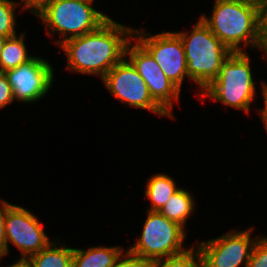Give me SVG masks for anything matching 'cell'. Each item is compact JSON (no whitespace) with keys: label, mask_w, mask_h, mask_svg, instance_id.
<instances>
[{"label":"cell","mask_w":267,"mask_h":267,"mask_svg":"<svg viewBox=\"0 0 267 267\" xmlns=\"http://www.w3.org/2000/svg\"><path fill=\"white\" fill-rule=\"evenodd\" d=\"M134 30L110 17L96 30L69 39L60 47L67 55V68L75 73L99 75L101 79L126 57Z\"/></svg>","instance_id":"1"},{"label":"cell","mask_w":267,"mask_h":267,"mask_svg":"<svg viewBox=\"0 0 267 267\" xmlns=\"http://www.w3.org/2000/svg\"><path fill=\"white\" fill-rule=\"evenodd\" d=\"M211 17L200 19L232 52L253 46L267 52V37L260 25L258 0H214ZM243 45V46H242Z\"/></svg>","instance_id":"2"},{"label":"cell","mask_w":267,"mask_h":267,"mask_svg":"<svg viewBox=\"0 0 267 267\" xmlns=\"http://www.w3.org/2000/svg\"><path fill=\"white\" fill-rule=\"evenodd\" d=\"M183 42L189 79L203 91L218 75L233 53L199 18L191 33H177Z\"/></svg>","instance_id":"3"},{"label":"cell","mask_w":267,"mask_h":267,"mask_svg":"<svg viewBox=\"0 0 267 267\" xmlns=\"http://www.w3.org/2000/svg\"><path fill=\"white\" fill-rule=\"evenodd\" d=\"M250 57L245 52H233L222 64L219 75L200 93L203 98L222 102L225 106L250 112L255 97Z\"/></svg>","instance_id":"4"},{"label":"cell","mask_w":267,"mask_h":267,"mask_svg":"<svg viewBox=\"0 0 267 267\" xmlns=\"http://www.w3.org/2000/svg\"><path fill=\"white\" fill-rule=\"evenodd\" d=\"M94 1L52 0L36 16L49 28L50 33H59L61 45L65 41L96 30L109 16L97 11L91 5ZM71 34L67 36L66 34Z\"/></svg>","instance_id":"5"},{"label":"cell","mask_w":267,"mask_h":267,"mask_svg":"<svg viewBox=\"0 0 267 267\" xmlns=\"http://www.w3.org/2000/svg\"><path fill=\"white\" fill-rule=\"evenodd\" d=\"M184 230L159 211L147 210L141 236L128 250L152 262L179 254L185 251L183 241L187 231Z\"/></svg>","instance_id":"6"},{"label":"cell","mask_w":267,"mask_h":267,"mask_svg":"<svg viewBox=\"0 0 267 267\" xmlns=\"http://www.w3.org/2000/svg\"><path fill=\"white\" fill-rule=\"evenodd\" d=\"M133 39L150 53L167 78L181 90L184 76L189 77L184 45L177 32L151 35L143 30H134Z\"/></svg>","instance_id":"7"},{"label":"cell","mask_w":267,"mask_h":267,"mask_svg":"<svg viewBox=\"0 0 267 267\" xmlns=\"http://www.w3.org/2000/svg\"><path fill=\"white\" fill-rule=\"evenodd\" d=\"M253 228L229 231L220 237L197 244L202 267H247L253 247L260 237L251 238ZM256 238V239H255Z\"/></svg>","instance_id":"8"},{"label":"cell","mask_w":267,"mask_h":267,"mask_svg":"<svg viewBox=\"0 0 267 267\" xmlns=\"http://www.w3.org/2000/svg\"><path fill=\"white\" fill-rule=\"evenodd\" d=\"M106 88L121 102L135 108L168 116L152 99L149 88L132 63L125 57L102 79Z\"/></svg>","instance_id":"9"},{"label":"cell","mask_w":267,"mask_h":267,"mask_svg":"<svg viewBox=\"0 0 267 267\" xmlns=\"http://www.w3.org/2000/svg\"><path fill=\"white\" fill-rule=\"evenodd\" d=\"M132 45L130 41L126 47V58L136 68L149 88L154 102L168 115L171 113L173 99L179 100L180 89L174 85L161 70L150 53L137 41ZM128 55V57H127Z\"/></svg>","instance_id":"10"},{"label":"cell","mask_w":267,"mask_h":267,"mask_svg":"<svg viewBox=\"0 0 267 267\" xmlns=\"http://www.w3.org/2000/svg\"><path fill=\"white\" fill-rule=\"evenodd\" d=\"M53 70L46 60L34 56L17 68L5 71L14 100L31 103L42 99L51 88Z\"/></svg>","instance_id":"11"},{"label":"cell","mask_w":267,"mask_h":267,"mask_svg":"<svg viewBox=\"0 0 267 267\" xmlns=\"http://www.w3.org/2000/svg\"><path fill=\"white\" fill-rule=\"evenodd\" d=\"M5 234L8 241L21 250V257L29 258L46 248L52 241L45 234L38 218L24 207L13 205L6 214Z\"/></svg>","instance_id":"12"},{"label":"cell","mask_w":267,"mask_h":267,"mask_svg":"<svg viewBox=\"0 0 267 267\" xmlns=\"http://www.w3.org/2000/svg\"><path fill=\"white\" fill-rule=\"evenodd\" d=\"M122 252L124 249L119 246H93L88 250L73 248L72 267H112Z\"/></svg>","instance_id":"13"},{"label":"cell","mask_w":267,"mask_h":267,"mask_svg":"<svg viewBox=\"0 0 267 267\" xmlns=\"http://www.w3.org/2000/svg\"><path fill=\"white\" fill-rule=\"evenodd\" d=\"M193 198L191 193L180 188L169 198L159 212L184 228L187 218L191 216L195 209Z\"/></svg>","instance_id":"14"},{"label":"cell","mask_w":267,"mask_h":267,"mask_svg":"<svg viewBox=\"0 0 267 267\" xmlns=\"http://www.w3.org/2000/svg\"><path fill=\"white\" fill-rule=\"evenodd\" d=\"M180 187L166 174H155L147 182L145 195L151 201L149 211H159Z\"/></svg>","instance_id":"15"},{"label":"cell","mask_w":267,"mask_h":267,"mask_svg":"<svg viewBox=\"0 0 267 267\" xmlns=\"http://www.w3.org/2000/svg\"><path fill=\"white\" fill-rule=\"evenodd\" d=\"M57 242L50 243L46 248L30 256L34 267H72L73 248L57 247ZM56 246V247H55ZM67 246V247H66Z\"/></svg>","instance_id":"16"},{"label":"cell","mask_w":267,"mask_h":267,"mask_svg":"<svg viewBox=\"0 0 267 267\" xmlns=\"http://www.w3.org/2000/svg\"><path fill=\"white\" fill-rule=\"evenodd\" d=\"M24 37L25 32H22L19 37L15 35L6 39L0 55V72L17 68L34 57L28 55Z\"/></svg>","instance_id":"17"},{"label":"cell","mask_w":267,"mask_h":267,"mask_svg":"<svg viewBox=\"0 0 267 267\" xmlns=\"http://www.w3.org/2000/svg\"><path fill=\"white\" fill-rule=\"evenodd\" d=\"M153 267H202V257L198 246L153 262Z\"/></svg>","instance_id":"18"},{"label":"cell","mask_w":267,"mask_h":267,"mask_svg":"<svg viewBox=\"0 0 267 267\" xmlns=\"http://www.w3.org/2000/svg\"><path fill=\"white\" fill-rule=\"evenodd\" d=\"M17 2L0 0V35L6 38L17 35L15 30V8Z\"/></svg>","instance_id":"19"},{"label":"cell","mask_w":267,"mask_h":267,"mask_svg":"<svg viewBox=\"0 0 267 267\" xmlns=\"http://www.w3.org/2000/svg\"><path fill=\"white\" fill-rule=\"evenodd\" d=\"M247 267H267V237L260 236L257 240Z\"/></svg>","instance_id":"20"},{"label":"cell","mask_w":267,"mask_h":267,"mask_svg":"<svg viewBox=\"0 0 267 267\" xmlns=\"http://www.w3.org/2000/svg\"><path fill=\"white\" fill-rule=\"evenodd\" d=\"M112 267H153V262L127 250L125 254L122 252Z\"/></svg>","instance_id":"21"},{"label":"cell","mask_w":267,"mask_h":267,"mask_svg":"<svg viewBox=\"0 0 267 267\" xmlns=\"http://www.w3.org/2000/svg\"><path fill=\"white\" fill-rule=\"evenodd\" d=\"M14 204L3 201L0 202V259L7 254V239L5 234V220L7 211Z\"/></svg>","instance_id":"22"},{"label":"cell","mask_w":267,"mask_h":267,"mask_svg":"<svg viewBox=\"0 0 267 267\" xmlns=\"http://www.w3.org/2000/svg\"><path fill=\"white\" fill-rule=\"evenodd\" d=\"M14 102L11 85L4 72H0V108Z\"/></svg>","instance_id":"23"},{"label":"cell","mask_w":267,"mask_h":267,"mask_svg":"<svg viewBox=\"0 0 267 267\" xmlns=\"http://www.w3.org/2000/svg\"><path fill=\"white\" fill-rule=\"evenodd\" d=\"M23 9H30L35 15L42 11L52 0H21ZM24 3V4H23Z\"/></svg>","instance_id":"24"},{"label":"cell","mask_w":267,"mask_h":267,"mask_svg":"<svg viewBox=\"0 0 267 267\" xmlns=\"http://www.w3.org/2000/svg\"><path fill=\"white\" fill-rule=\"evenodd\" d=\"M260 6V25L263 34L267 37V0H258Z\"/></svg>","instance_id":"25"},{"label":"cell","mask_w":267,"mask_h":267,"mask_svg":"<svg viewBox=\"0 0 267 267\" xmlns=\"http://www.w3.org/2000/svg\"><path fill=\"white\" fill-rule=\"evenodd\" d=\"M262 93H263V98H264V108L263 109H258V112L261 114L262 116V120L267 132V84L265 82H263L262 84Z\"/></svg>","instance_id":"26"},{"label":"cell","mask_w":267,"mask_h":267,"mask_svg":"<svg viewBox=\"0 0 267 267\" xmlns=\"http://www.w3.org/2000/svg\"><path fill=\"white\" fill-rule=\"evenodd\" d=\"M7 267H34V266L30 258L21 257L14 264Z\"/></svg>","instance_id":"27"},{"label":"cell","mask_w":267,"mask_h":267,"mask_svg":"<svg viewBox=\"0 0 267 267\" xmlns=\"http://www.w3.org/2000/svg\"><path fill=\"white\" fill-rule=\"evenodd\" d=\"M6 39H7L6 37L0 35V55L3 50L4 44L6 42Z\"/></svg>","instance_id":"28"}]
</instances>
